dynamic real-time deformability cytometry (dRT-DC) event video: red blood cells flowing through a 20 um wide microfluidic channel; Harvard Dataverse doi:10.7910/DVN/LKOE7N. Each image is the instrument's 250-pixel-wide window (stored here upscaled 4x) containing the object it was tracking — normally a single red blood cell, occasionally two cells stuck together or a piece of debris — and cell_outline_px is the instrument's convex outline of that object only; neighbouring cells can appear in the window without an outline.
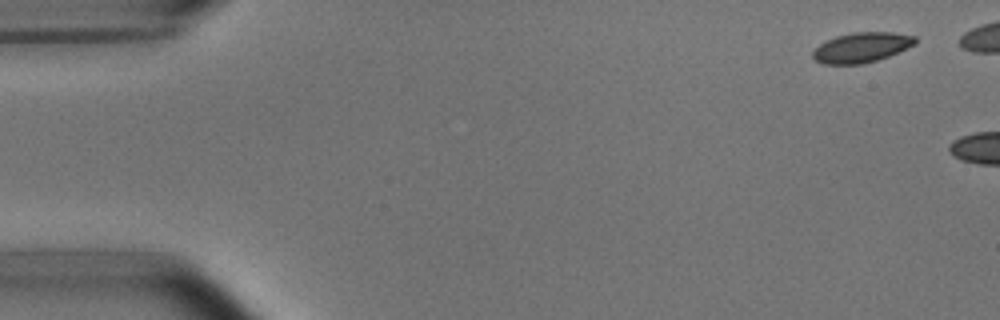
{"species": "common noctule bat (a hibernating species)", "species_latin": "Nyctalus noctula", "temperature_condition": "room temperature", "stored_images_in_passage": 15, "camera_frame_rate_fps": 3000, "um_per_image_px": 0.085, "animal": {"sex": "male", "body_mass_g": 15.6}, "frame": {"image": 1, "passage_image": 3, "time_ms": 0.667, "image_size_px": [1000, 320], "cell_outline_px": [[916, 44], [888, 56], [864, 64], [824, 64], [816, 60], [812, 56], [812, 52], [820, 44], [836, 36], [852, 32], [892, 32], [916, 36]], "centroid_in_image_um": [73.24, 4.03], "position_along_channel_um": 11.8, "area_um2": 17.8}}